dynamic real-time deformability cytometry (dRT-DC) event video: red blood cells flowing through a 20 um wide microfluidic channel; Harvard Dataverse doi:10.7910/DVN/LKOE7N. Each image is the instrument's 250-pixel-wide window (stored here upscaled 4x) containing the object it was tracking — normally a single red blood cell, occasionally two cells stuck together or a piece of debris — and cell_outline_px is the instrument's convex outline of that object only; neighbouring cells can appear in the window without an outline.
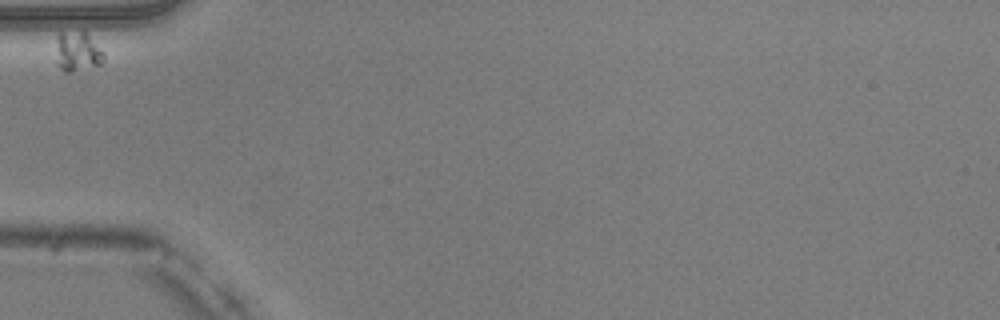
{"species": "common noctule bat (a hibernating species)", "species_latin": "Nyctalus noctula", "temperature_condition": "warm", "stored_images_in_passage": 29, "camera_frame_rate_fps": 3000, "um_per_image_px": 0.085, "animal": {"sex": "male", "body_mass_g": 20.5, "forearm_length_mm": 52.5}, "frame": {"image": 1, "passage_image": 1, "time_ms": 0.0, "image_size_px": [1000, 320], "cell_outline_px": [[104, 60], [100, 64], [72, 72], [64, 72], [56, 64], [56, 36], [60, 32], [84, 32], [104, 52]], "centroid_in_image_um": [6.54, 4.4], "position_along_channel_um": 78.5, "area_um2": 11.04}}
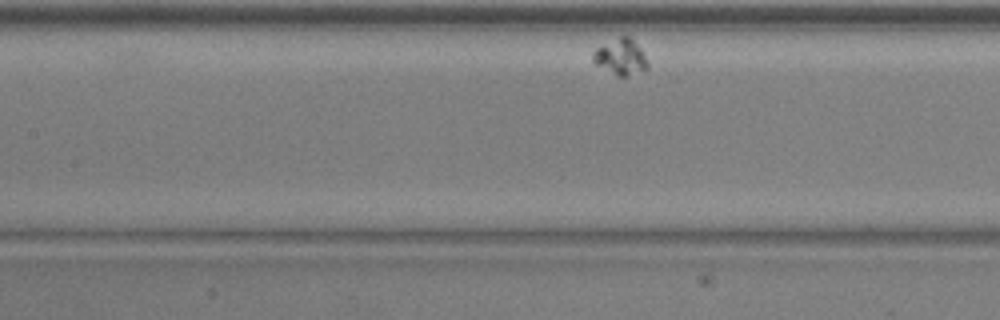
{"frame": {"image": 2, "passage_image": 9, "time_ms": 2.667, "image_size_px": [1000, 320], "cell_outline_px": [[648, 68], [644, 72], [624, 76], [616, 76], [596, 64], [592, 60], [592, 52], [596, 48], [620, 36], [628, 36], [640, 48], [648, 64]], "centroid_in_image_um": [52.75, 4.86], "position_along_channel_um": 154.7, "area_um2": 11.33}}
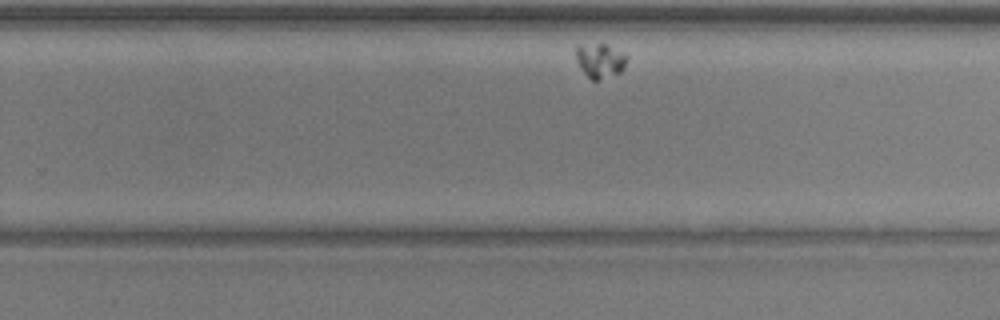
{"frame": {"image": 3, "passage_image": 21, "time_ms": 6.667, "image_size_px": [1000, 320], "cell_outline_px": [[628, 56], [624, 68], [620, 72], [596, 80], [592, 80], [580, 68], [576, 60], [576, 44], [608, 44]], "centroid_in_image_um": [50.99, 5.11], "position_along_channel_um": 278.8, "area_um2": 10.17}}